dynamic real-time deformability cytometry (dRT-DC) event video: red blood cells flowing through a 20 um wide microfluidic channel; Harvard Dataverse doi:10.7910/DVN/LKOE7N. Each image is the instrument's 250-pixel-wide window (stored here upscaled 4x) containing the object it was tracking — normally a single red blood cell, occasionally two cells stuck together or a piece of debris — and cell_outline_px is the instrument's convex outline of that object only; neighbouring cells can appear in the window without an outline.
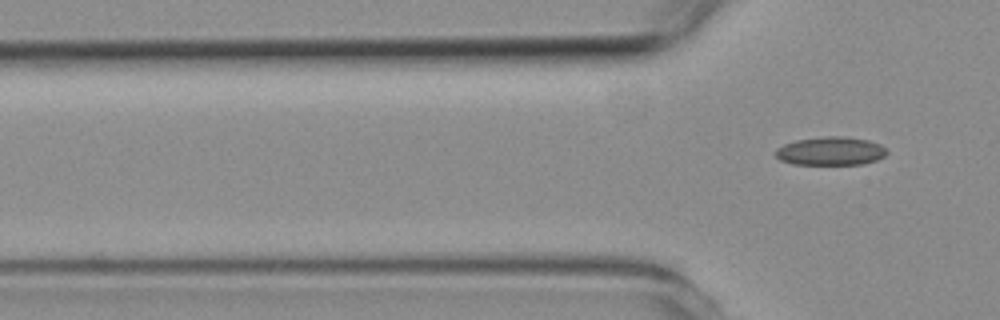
{"species": "common noctule bat (a hibernating species)", "species_latin": "Nyctalus noctula", "temperature_condition": "room temperature", "stored_images_in_passage": 7, "camera_frame_rate_fps": 3000, "um_per_image_px": 0.085, "animal": {"sex": "female", "body_mass_g": 19.3, "forearm_length_mm": 54.1}, "frame": {"image": 1, "passage_image": 7, "time_ms": 7.0, "image_size_px": [1000, 320], "cell_outline_px": [[888, 152], [884, 156], [876, 160], [864, 164], [792, 164], [780, 160], [772, 152], [776, 148], [784, 144], [796, 140], [824, 136], [848, 136], [868, 140], [880, 144]], "centroid_in_image_um": [70.57, 12.83], "position_along_channel_um": 55.2, "area_um2": 18.61}}